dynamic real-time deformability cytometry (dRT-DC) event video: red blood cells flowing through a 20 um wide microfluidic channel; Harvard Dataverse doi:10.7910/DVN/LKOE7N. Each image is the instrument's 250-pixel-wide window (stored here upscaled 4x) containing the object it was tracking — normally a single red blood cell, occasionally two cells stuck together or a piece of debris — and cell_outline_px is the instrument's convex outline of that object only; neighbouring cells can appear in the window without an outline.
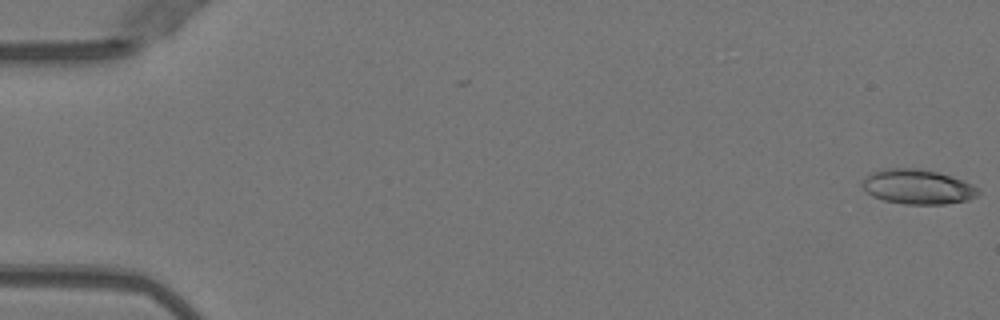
{"species": "Egyptian fruit bat (a non-hibernating species)", "species_latin": "Rousettus aegyptiacus", "temperature_condition": "warm", "stored_images_in_passage": 11, "camera_frame_rate_fps": 3000, "um_per_image_px": 0.085, "animal": {"sex": "female"}, "frame": {"image": 1, "passage_image": 1, "time_ms": 0.0, "image_size_px": [1000, 320], "cell_outline_px": [[980, 192], [976, 196], [968, 200], [944, 204], [904, 204], [884, 200], [872, 196], [860, 184], [864, 176], [880, 168], [920, 168], [952, 176], [964, 180], [980, 188]], "centroid_in_image_um": [77.99, 15.86], "position_along_channel_um": 7.0, "area_um2": 23.76}}